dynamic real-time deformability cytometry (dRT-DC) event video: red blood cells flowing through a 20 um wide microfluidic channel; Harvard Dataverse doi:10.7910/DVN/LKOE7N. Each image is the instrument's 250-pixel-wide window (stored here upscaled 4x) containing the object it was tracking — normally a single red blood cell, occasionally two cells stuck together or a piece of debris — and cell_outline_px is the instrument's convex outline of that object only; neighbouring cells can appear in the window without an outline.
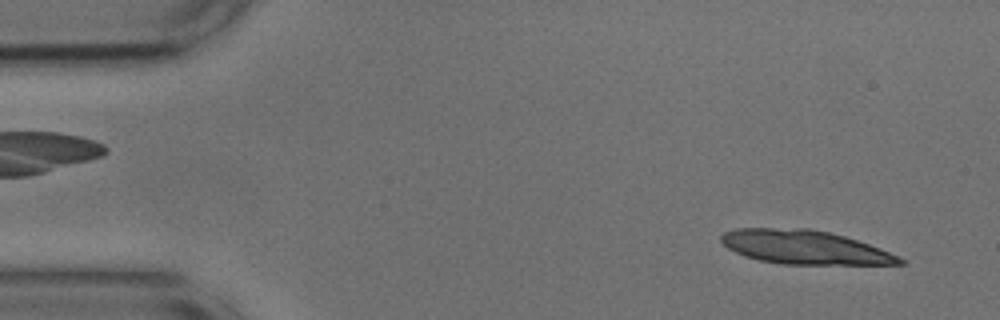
{"species": "common noctule bat (a hibernating species)", "species_latin": "Nyctalus noctula", "temperature_condition": "cold", "stored_images_in_passage": 53, "camera_frame_rate_fps": 3000, "um_per_image_px": 0.085, "animal": {"sex": "male", "body_mass_g": 17.9, "forearm_length_mm": 54.2}, "frame": {"image": 1, "passage_image": 3, "time_ms": 0.667, "image_size_px": [1000, 320], "cell_outline_px": [[904, 264], [780, 264], [760, 260], [744, 256], [728, 248], [720, 240], [720, 236], [724, 232], [736, 228], [808, 228], [828, 232], [844, 236], [880, 248], [904, 260]], "centroid_in_image_um": [68.33, 21.01], "position_along_channel_um": 16.7, "area_um2": 34.85}}
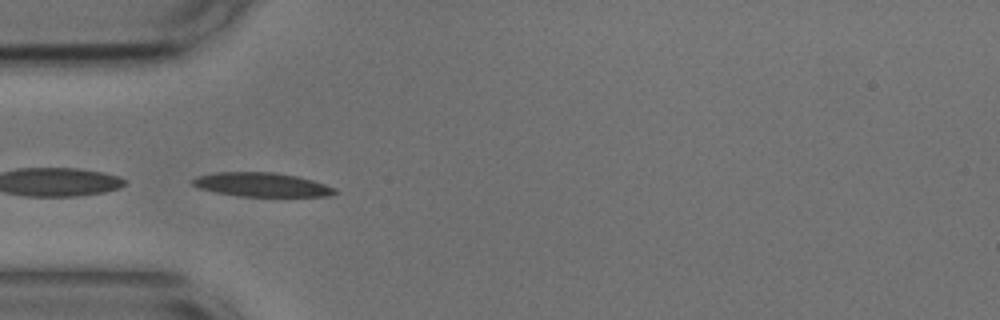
{"frame": {"image": 2, "passage_image": 15, "time_ms": 4.667, "image_size_px": [1000, 320], "cell_outline_px": [[340, 192], [328, 196], [240, 196], [216, 192], [200, 188], [192, 184], [192, 180], [196, 176], [216, 172], [276, 172], [296, 176], [312, 180], [336, 188]], "centroid_in_image_um": [22.27, 15.69], "position_along_channel_um": 62.7, "area_um2": 19.83}}
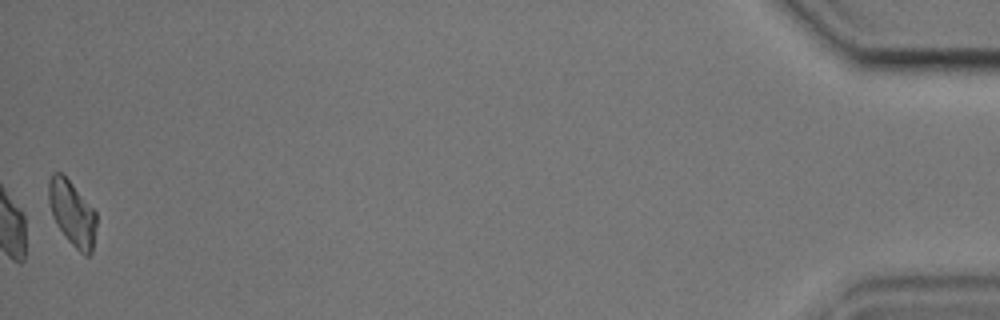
{"frame": {"image": 3, "passage_image": 53, "time_ms": 17.333, "image_size_px": [1000, 320], "cell_outline_px": [[96, 224], [92, 252], [88, 256], [84, 256], [68, 240], [56, 224], [52, 216], [48, 200], [48, 180], [52, 172], [60, 172], [72, 184], [96, 212]], "centroid_in_image_um": [6.11, 18.12], "position_along_channel_um": 429.1, "area_um2": 17.98}, "authors_computed_cell_mechanics": {"area_um2": 19.4786, "velocity_mm_per_s": 3.6532, "shape_relaxation_time_tau1_ms": 6.3283, "shape_relaxation_time_tau2_ms": 9.0088, "deformation_change_tau1": 0.1534, "deformation_change_tau2": 0.1795}}